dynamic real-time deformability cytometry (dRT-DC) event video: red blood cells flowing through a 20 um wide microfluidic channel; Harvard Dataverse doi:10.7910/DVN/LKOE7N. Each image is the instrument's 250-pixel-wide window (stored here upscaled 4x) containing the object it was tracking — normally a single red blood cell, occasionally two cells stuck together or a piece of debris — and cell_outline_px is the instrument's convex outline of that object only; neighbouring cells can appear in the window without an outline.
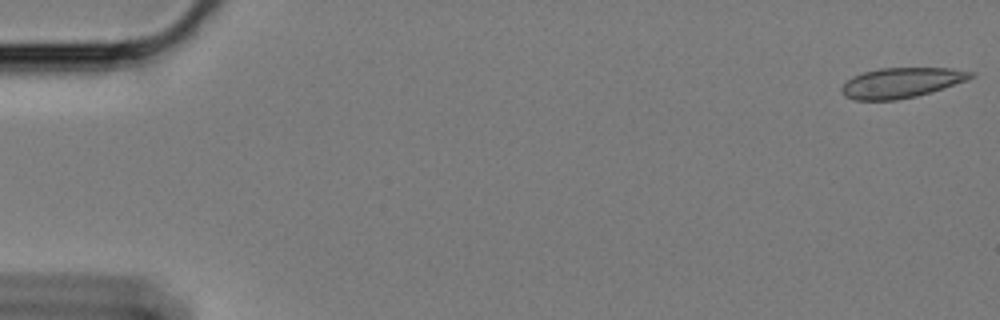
{"species": "Egyptian fruit bat (a non-hibernating species)", "species_latin": "Rousettus aegyptiacus", "temperature_condition": "cold", "stored_images_in_passage": 59, "camera_frame_rate_fps": 3000, "um_per_image_px": 0.085, "animal": {"sex": "female"}, "frame": {"image": 1, "passage_image": 1, "time_ms": 0.0, "image_size_px": [1000, 320], "cell_outline_px": [[976, 76], [968, 80], [932, 92], [916, 96], [896, 100], [856, 100], [844, 96], [840, 92], [840, 88], [852, 76], [864, 72], [880, 68], [952, 68], [976, 72]], "centroid_in_image_um": [76.65, 7.03], "position_along_channel_um": 8.4, "area_um2": 22.89}}
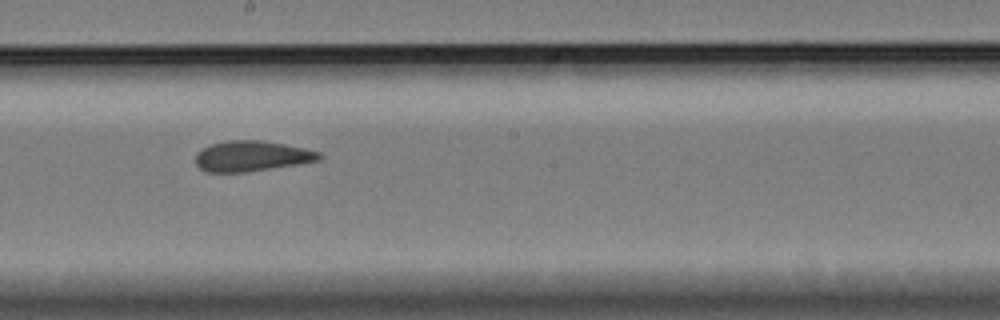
{"frame": {"image": 2, "passage_image": 33, "time_ms": 10.667, "image_size_px": [1000, 320], "cell_outline_px": [[324, 156], [320, 160], [296, 164], [244, 172], [204, 172], [196, 164], [196, 152], [200, 148], [208, 144], [228, 140], [260, 140], [284, 144], [304, 148], [320, 152]], "centroid_in_image_um": [21.35, 13.25], "position_along_channel_um": 226.9, "area_um2": 22.02}}
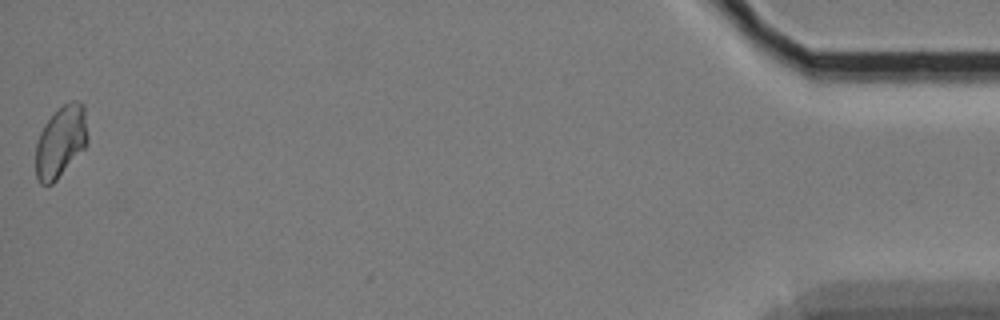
{"frame": {"image": 3, "passage_image": 59, "time_ms": 19.333, "image_size_px": [1000, 320], "cell_outline_px": [[88, 144], [56, 180], [52, 184], [40, 184], [36, 180], [36, 144], [40, 132], [44, 124], [68, 100], [76, 100], [84, 104], [88, 136]], "centroid_in_image_um": [5.18, 12.03], "position_along_channel_um": 430.0, "area_um2": 21.68}, "authors_computed_cell_mechanics": {"area_um2": 22.3686, "velocity_mm_per_s": 3.3805, "shape_relaxation_time_tau1_ms": null, "shape_relaxation_time_tau2_ms": 2.4812, "deformation_change_tau1": null, "deformation_change_tau2": 0.0644}}